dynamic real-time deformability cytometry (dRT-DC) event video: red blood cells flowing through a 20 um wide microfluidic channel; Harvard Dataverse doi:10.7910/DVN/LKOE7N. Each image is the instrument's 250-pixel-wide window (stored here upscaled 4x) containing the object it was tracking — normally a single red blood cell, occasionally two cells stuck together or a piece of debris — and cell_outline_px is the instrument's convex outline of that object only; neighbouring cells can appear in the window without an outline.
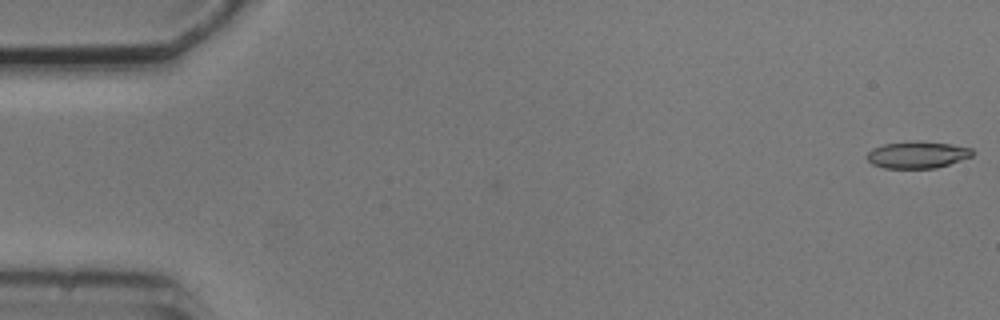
{"species": "common noctule bat (a hibernating species)", "species_latin": "Nyctalus noctula", "temperature_condition": "cold", "stored_images_in_passage": 5, "camera_frame_rate_fps": 3000, "um_per_image_px": 0.085, "animal": {"sex": "male", "body_mass_g": 20.5, "forearm_length_mm": 52.5}, "frame": {"image": 1, "passage_image": 1, "time_ms": 0.0, "image_size_px": [1000, 320], "cell_outline_px": [[976, 152], [972, 156], [936, 168], [884, 168], [872, 164], [864, 156], [872, 148], [884, 144], [916, 140], [952, 144], [972, 148]], "centroid_in_image_um": [77.97, 13.14], "position_along_channel_um": 7.0, "area_um2": 16.7}}
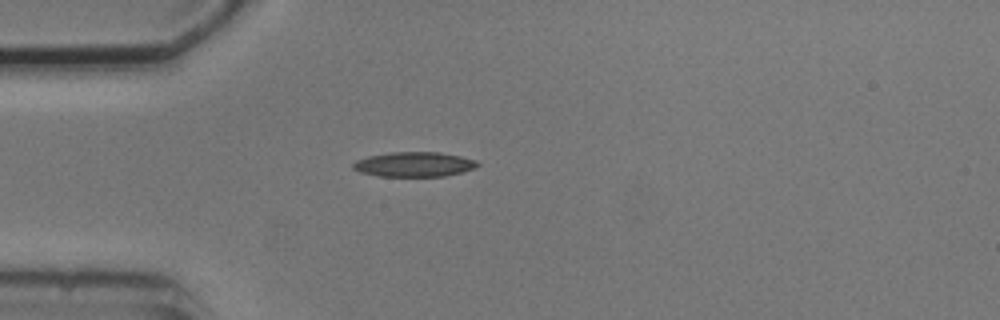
{"frame": {"image": 2, "passage_image": 5, "time_ms": 4.667, "image_size_px": [1000, 320], "cell_outline_px": [[480, 164], [464, 172], [444, 176], [376, 176], [360, 172], [352, 168], [352, 164], [356, 160], [368, 156], [392, 152], [440, 152], [460, 156], [476, 160]], "centroid_in_image_um": [35.18, 13.97], "position_along_channel_um": 49.8, "area_um2": 17.98}}